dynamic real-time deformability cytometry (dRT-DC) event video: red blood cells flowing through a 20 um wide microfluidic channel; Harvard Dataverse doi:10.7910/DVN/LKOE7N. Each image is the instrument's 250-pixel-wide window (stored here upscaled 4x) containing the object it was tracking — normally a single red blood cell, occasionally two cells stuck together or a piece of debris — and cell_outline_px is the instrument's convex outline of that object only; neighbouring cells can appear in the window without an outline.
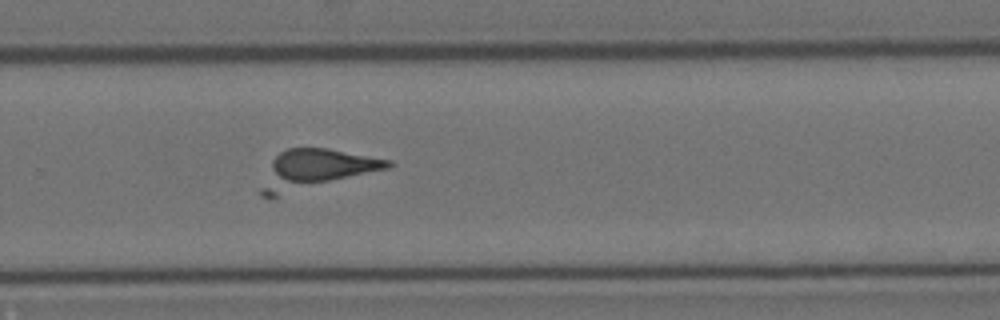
{"species": "Egyptian fruit bat (a non-hibernating species)", "species_latin": "Rousettus aegyptiacus", "temperature_condition": "cold", "stored_images_in_passage": 52, "camera_frame_rate_fps": 3000, "um_per_image_px": 0.085, "animal": {"sex": "female"}, "frame": {"image": 1, "passage_image": 32, "time_ms": 10.333, "image_size_px": [1000, 320], "cell_outline_px": [[396, 164], [388, 168], [276, 196], [260, 196], [260, 188], [272, 160], [280, 152], [288, 148], [328, 148], [392, 160]], "centroid_in_image_um": [26.85, 14.36], "position_along_channel_um": 303.0, "area_um2": 28.09}}
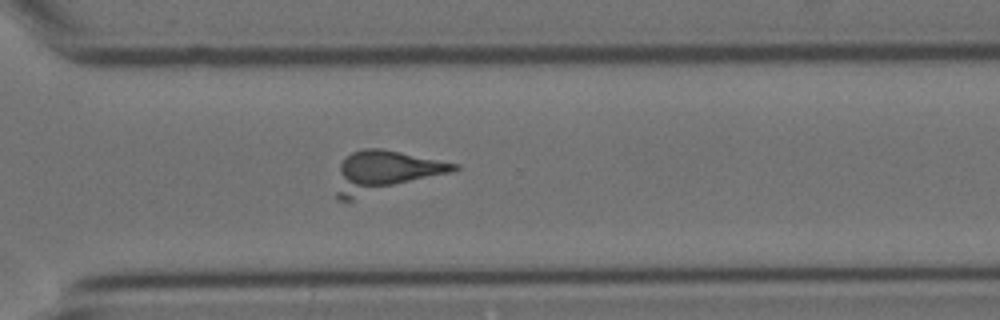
{"frame": {"image": 2, "passage_image": 35, "time_ms": 11.333, "image_size_px": [1000, 320], "cell_outline_px": [[460, 168], [452, 172], [352, 200], [336, 200], [336, 192], [340, 164], [344, 156], [352, 152], [364, 148], [380, 148], [460, 164]], "centroid_in_image_um": [32.7, 14.6], "position_along_channel_um": 337.9, "area_um2": 28.38}}
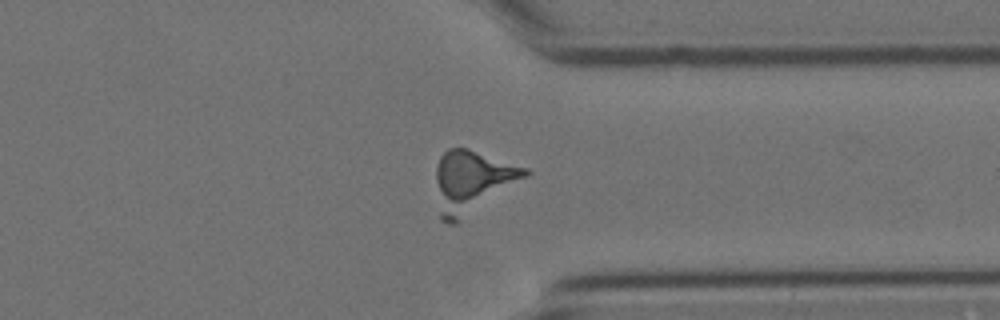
{"frame": {"image": 3, "passage_image": 38, "time_ms": 12.333, "image_size_px": [1000, 320], "cell_outline_px": [[532, 172], [528, 176], [456, 224], [448, 224], [440, 220], [436, 180], [436, 168], [440, 156], [448, 148], [468, 148], [528, 168]], "centroid_in_image_um": [40.13, 15.44], "position_along_channel_um": 371.3, "area_um2": 32.37}}